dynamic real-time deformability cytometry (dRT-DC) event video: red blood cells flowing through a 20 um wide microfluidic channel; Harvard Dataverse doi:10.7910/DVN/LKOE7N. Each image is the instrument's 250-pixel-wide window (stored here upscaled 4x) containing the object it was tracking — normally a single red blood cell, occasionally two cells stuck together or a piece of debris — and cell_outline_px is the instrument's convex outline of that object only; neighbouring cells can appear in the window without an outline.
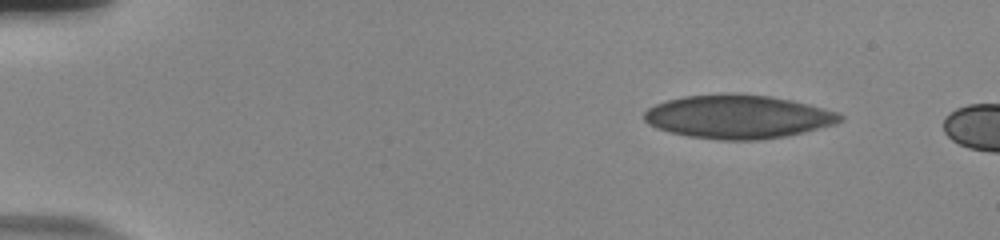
{"species": "human", "species_latin": "Homo sapiens", "temperature_condition": "room temperature", "stored_images_in_passage": 8, "camera_frame_rate_fps": 3000, "um_per_image_px": 0.085, "donor": {"sex": "male"}, "frame": {"image": 1, "passage_image": 1, "time_ms": 0.0, "image_size_px": [1000, 240], "cell_outline_px": [[844, 120], [836, 124], [804, 132], [784, 136], [760, 140], [724, 140], [688, 136], [656, 128], [648, 124], [644, 120], [644, 112], [648, 108], [656, 104], [668, 100], [684, 96], [724, 92], [736, 92], [772, 96], [792, 100], [840, 112], [844, 116]], "centroid_in_image_um": [62.76, 9.9], "position_along_channel_um": 22.2, "area_um2": 50.29}}